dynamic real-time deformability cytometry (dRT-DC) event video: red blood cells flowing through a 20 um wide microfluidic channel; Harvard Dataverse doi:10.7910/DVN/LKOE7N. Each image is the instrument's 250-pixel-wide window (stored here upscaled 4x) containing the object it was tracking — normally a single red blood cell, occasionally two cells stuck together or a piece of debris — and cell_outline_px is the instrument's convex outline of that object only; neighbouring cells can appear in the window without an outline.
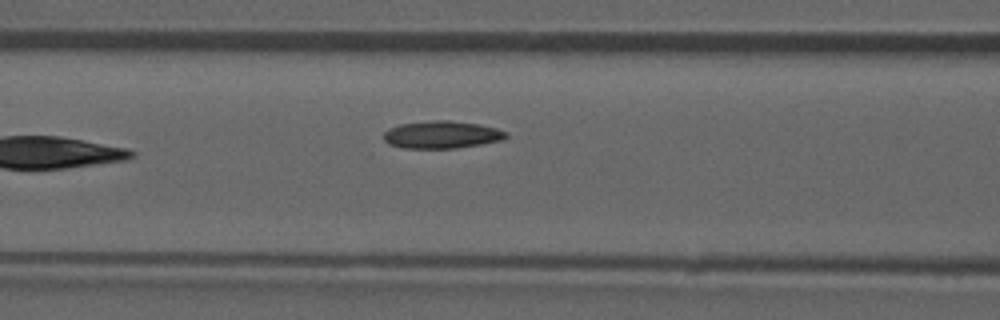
{"species": "common noctule bat (a hibernating species)", "species_latin": "Nyctalus noctula", "temperature_condition": "room temperature", "stored_images_in_passage": 8, "camera_frame_rate_fps": 3000, "um_per_image_px": 0.085, "animal": {"sex": "male", "forearm_length_mm": 52.5}, "frame": {"image": 1, "passage_image": 7, "time_ms": 7.0, "image_size_px": [1000, 320], "cell_outline_px": [[508, 136], [504, 140], [456, 148], [404, 148], [388, 144], [384, 140], [384, 132], [388, 128], [400, 124], [432, 120], [448, 120], [476, 124], [496, 128], [508, 132]], "centroid_in_image_um": [37.54, 11.45], "position_along_channel_um": 129.1, "area_um2": 19.59}}